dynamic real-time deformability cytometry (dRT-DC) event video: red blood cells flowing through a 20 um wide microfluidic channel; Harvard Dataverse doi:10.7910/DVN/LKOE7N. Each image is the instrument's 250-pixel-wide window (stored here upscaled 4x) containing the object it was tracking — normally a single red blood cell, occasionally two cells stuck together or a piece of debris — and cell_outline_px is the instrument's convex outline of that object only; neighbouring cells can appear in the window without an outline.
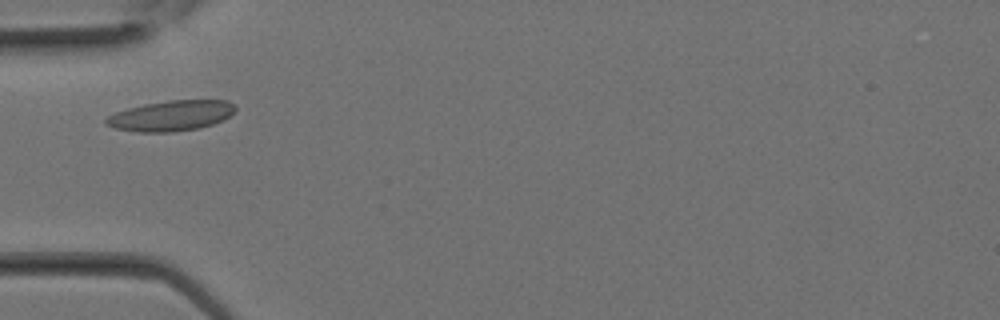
{"species": "Egyptian fruit bat (a non-hibernating species)", "species_latin": "Rousettus aegyptiacus", "temperature_condition": "room temperature", "stored_images_in_passage": 7, "camera_frame_rate_fps": 3000, "um_per_image_px": 0.085, "animal": {"sex": "female"}, "frame": {"image": 1, "passage_image": 4, "time_ms": 1.0, "image_size_px": [1000, 320], "cell_outline_px": [[236, 108], [224, 120], [200, 128], [172, 132], [136, 132], [116, 128], [104, 124], [104, 120], [108, 116], [116, 112], [128, 108], [144, 104], [168, 100], [228, 100], [236, 104]], "centroid_in_image_um": [14.55, 9.83], "position_along_channel_um": 70.5, "area_um2": 23.0}}
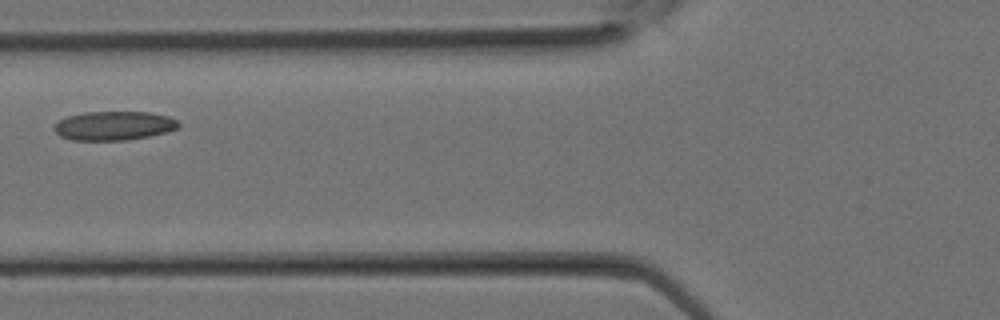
{"frame": {"image": 2, "passage_image": 6, "time_ms": 1.667, "image_size_px": [1000, 320], "cell_outline_px": [[180, 128], [148, 136], [124, 140], [72, 140], [60, 136], [52, 128], [60, 120], [68, 116], [84, 112], [152, 112], [168, 116], [176, 120], [180, 124]], "centroid_in_image_um": [9.68, 10.68], "position_along_channel_um": 116.1, "area_um2": 20.92}}